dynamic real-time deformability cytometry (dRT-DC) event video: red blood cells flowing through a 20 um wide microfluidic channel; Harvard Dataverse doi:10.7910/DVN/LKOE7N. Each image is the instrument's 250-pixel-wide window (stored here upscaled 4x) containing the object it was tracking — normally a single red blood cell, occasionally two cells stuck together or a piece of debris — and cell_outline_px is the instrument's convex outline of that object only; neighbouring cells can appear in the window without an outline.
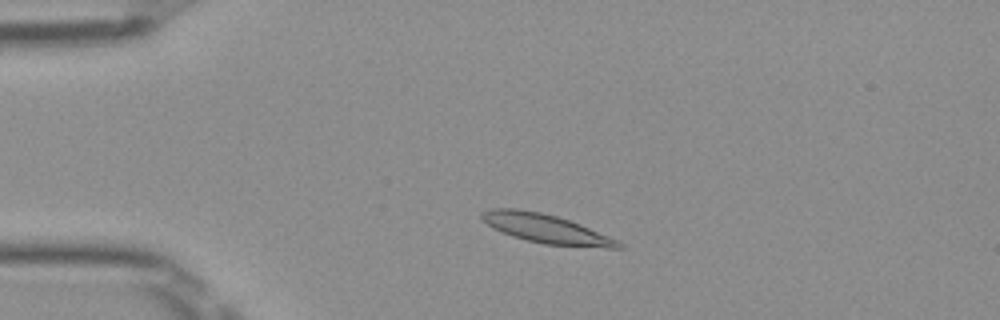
{"species": "Egyptian fruit bat (a non-hibernating species)", "species_latin": "Rousettus aegyptiacus", "temperature_condition": "room temperature", "stored_images_in_passage": 48, "camera_frame_rate_fps": 3000, "um_per_image_px": 0.085, "frame": {"image": 1, "passage_image": 8, "time_ms": 2.333, "image_size_px": [1000, 320], "cell_outline_px": [[624, 248], [608, 248], [544, 244], [512, 236], [492, 228], [480, 220], [480, 212], [492, 208], [516, 208], [540, 212], [556, 216], [580, 224], [620, 240], [624, 244]], "centroid_in_image_um": [46.41, 19.44], "position_along_channel_um": 38.6, "area_um2": 23.24}}
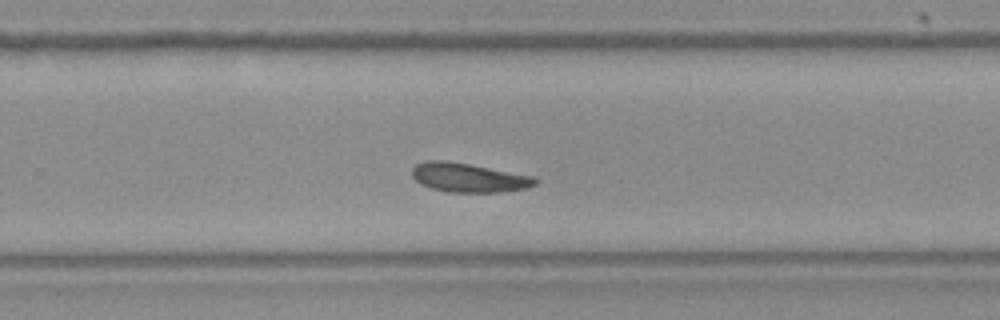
{"frame": {"image": 2, "passage_image": 30, "time_ms": 9.667, "image_size_px": [1000, 320], "cell_outline_px": [[540, 180], [536, 184], [528, 188], [500, 192], [448, 192], [432, 188], [420, 184], [412, 176], [412, 168], [416, 164], [428, 160], [440, 160], [468, 164], [536, 176]], "centroid_in_image_um": [39.88, 15.1], "position_along_channel_um": 289.9, "area_um2": 20.92}}
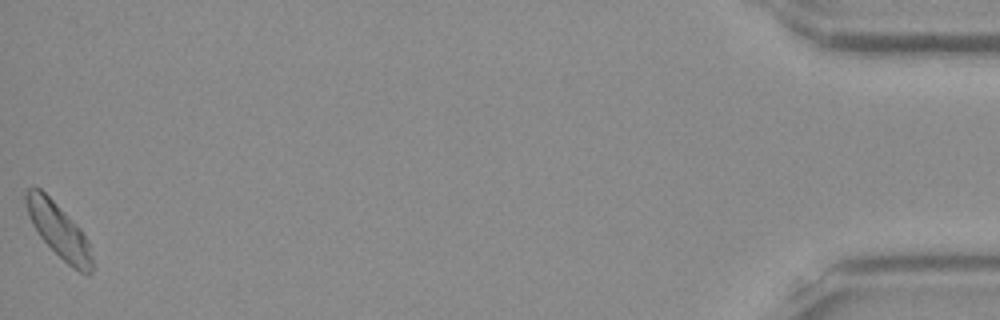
{"frame": {"image": 3, "passage_image": 48, "time_ms": 15.667, "image_size_px": [1000, 320], "cell_outline_px": [[92, 272], [88, 276], [72, 268], [40, 236], [32, 224], [28, 216], [24, 200], [24, 192], [28, 188], [40, 188], [80, 228], [88, 240], [92, 256]], "centroid_in_image_um": [4.99, 19.59], "position_along_channel_um": 430.2, "area_um2": 20.69}, "authors_computed_cell_mechanics": {"area_um2": 20.8947, "velocity_mm_per_s": 3.9157, "shape_relaxation_time_tau1_ms": 5.671, "shape_relaxation_time_tau2_ms": 3.1094, "deformation_change_tau1": 0.1483, "deformation_change_tau2": 0.0909}}